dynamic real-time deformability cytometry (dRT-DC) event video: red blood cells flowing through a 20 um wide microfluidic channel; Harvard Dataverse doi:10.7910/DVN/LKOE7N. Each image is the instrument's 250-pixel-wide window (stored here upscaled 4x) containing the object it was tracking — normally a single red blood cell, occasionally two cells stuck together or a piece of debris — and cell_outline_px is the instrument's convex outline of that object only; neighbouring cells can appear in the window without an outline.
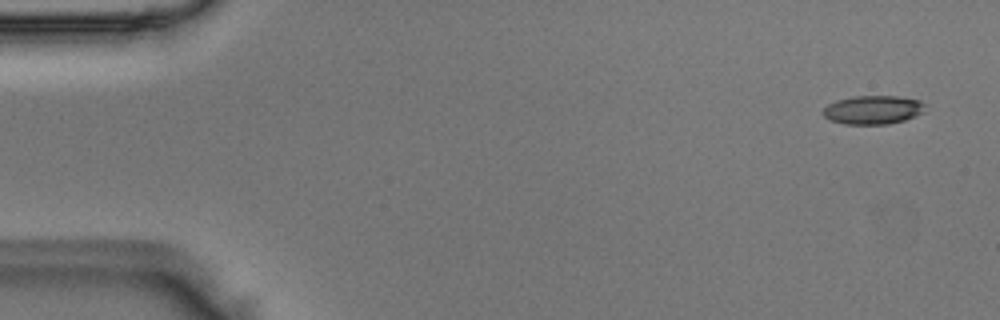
{"species": "Egyptian fruit bat (a non-hibernating species)", "species_latin": "Rousettus aegyptiacus", "temperature_condition": "room temperature", "stored_images_in_passage": 52, "camera_frame_rate_fps": 3000, "um_per_image_px": 0.085, "animal": {"sex": "male"}, "frame": {"image": 1, "passage_image": 3, "time_ms": 0.667, "image_size_px": [1000, 320], "cell_outline_px": [[924, 112], [916, 116], [904, 120], [888, 124], [844, 124], [832, 120], [824, 116], [820, 112], [828, 104], [836, 100], [852, 96], [896, 96], [920, 100], [924, 104]], "centroid_in_image_um": [74.19, 9.33], "position_along_channel_um": 10.8, "area_um2": 17.11}}
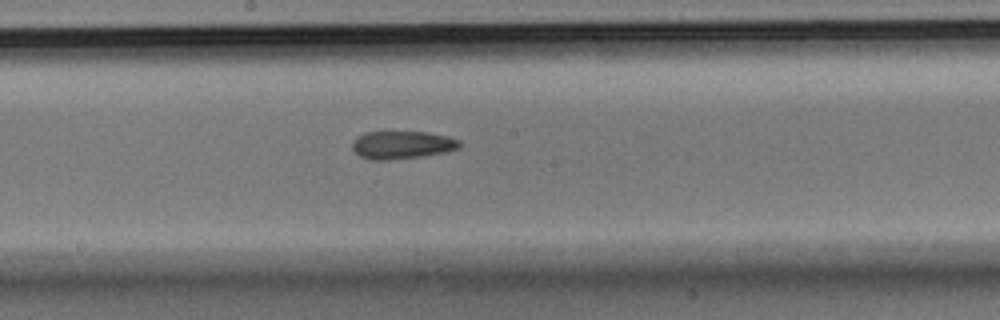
{"frame": {"image": 2, "passage_image": 28, "time_ms": 9.0, "image_size_px": [1000, 320], "cell_outline_px": [[460, 148], [444, 152], [424, 156], [388, 160], [368, 160], [352, 152], [352, 144], [364, 132], [424, 132], [448, 136], [460, 140]], "centroid_in_image_um": [34.17, 12.33], "position_along_channel_um": 214.0, "area_um2": 17.46}}
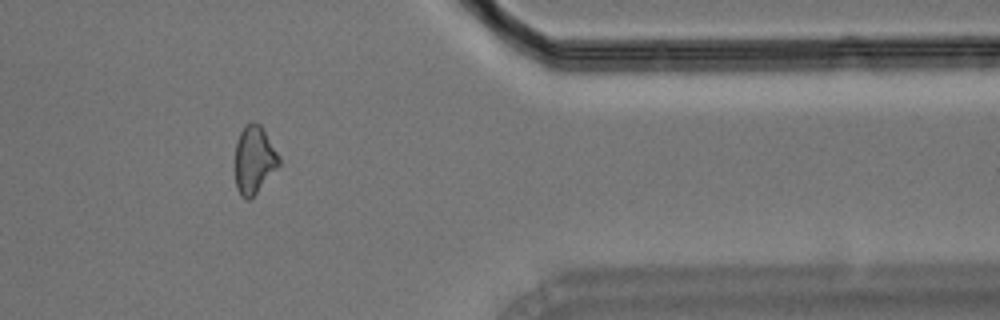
{"frame": {"image": 3, "passage_image": 43, "time_ms": 14.0, "image_size_px": [1000, 320], "cell_outline_px": [[280, 164], [256, 192], [248, 200], [244, 200], [240, 196], [236, 188], [236, 144], [240, 132], [244, 124], [252, 120], [260, 124], [280, 156]], "centroid_in_image_um": [21.6, 13.55], "position_along_channel_um": 389.8, "area_um2": 17.22}}